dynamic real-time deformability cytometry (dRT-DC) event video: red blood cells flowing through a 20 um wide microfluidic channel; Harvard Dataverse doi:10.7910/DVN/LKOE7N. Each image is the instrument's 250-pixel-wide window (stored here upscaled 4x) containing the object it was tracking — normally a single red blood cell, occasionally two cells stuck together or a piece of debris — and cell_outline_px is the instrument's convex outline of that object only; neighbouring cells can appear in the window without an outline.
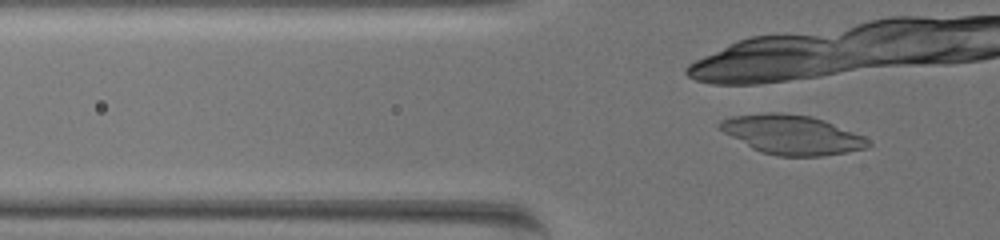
{"species": "common noctule bat (a hibernating species)", "species_latin": "Nyctalus noctula", "temperature_condition": "warm", "stored_images_in_passage": 6, "camera_frame_rate_fps": 3000, "um_per_image_px": 0.085, "animal": {"sex": "female", "body_mass_g": 19.5, "forearm_length_mm": 54.1}, "frame": {"image": 1, "passage_image": 5, "time_ms": 1.333, "image_size_px": [1000, 240], "cell_outline_px": [[872, 144], [868, 148], [848, 152], [820, 156], [776, 156], [760, 152], [752, 148], [724, 132], [716, 124], [720, 120], [732, 116], [768, 112], [780, 112], [812, 116], [824, 120], [864, 136]], "centroid_in_image_um": [67.32, 11.45], "position_along_channel_um": 58.5, "area_um2": 34.04}}